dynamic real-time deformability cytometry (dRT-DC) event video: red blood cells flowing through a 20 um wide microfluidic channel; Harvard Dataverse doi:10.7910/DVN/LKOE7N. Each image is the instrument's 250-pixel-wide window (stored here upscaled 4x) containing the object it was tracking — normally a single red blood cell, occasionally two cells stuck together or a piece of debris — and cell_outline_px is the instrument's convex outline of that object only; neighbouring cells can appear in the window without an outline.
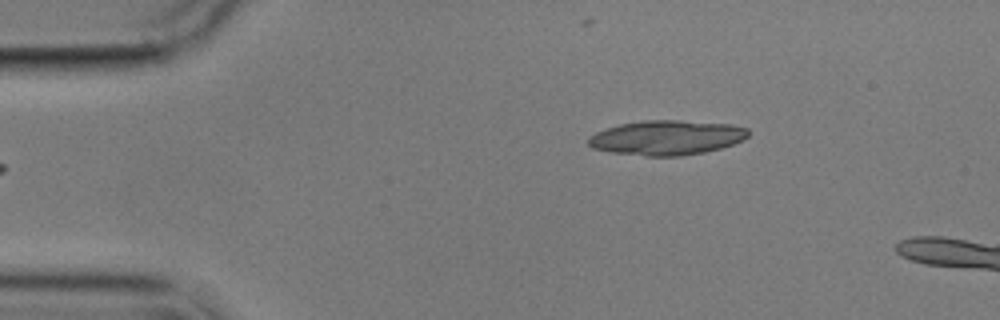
{"species": "common noctule bat (a hibernating species)", "species_latin": "Nyctalus noctula", "temperature_condition": "cold", "stored_images_in_passage": 6, "camera_frame_rate_fps": 3000, "um_per_image_px": 0.085, "animal": {"sex": "male", "body_mass_g": 17.9}, "frame": {"image": 1, "passage_image": 6, "time_ms": 6.0, "image_size_px": [1000, 320], "cell_outline_px": [[748, 136], [744, 140], [720, 148], [704, 152], [680, 156], [644, 156], [612, 152], [592, 148], [588, 144], [588, 136], [596, 132], [620, 124], [644, 120], [680, 120], [732, 124], [748, 128]], "centroid_in_image_um": [56.68, 11.7], "position_along_channel_um": 28.3, "area_um2": 32.37}}